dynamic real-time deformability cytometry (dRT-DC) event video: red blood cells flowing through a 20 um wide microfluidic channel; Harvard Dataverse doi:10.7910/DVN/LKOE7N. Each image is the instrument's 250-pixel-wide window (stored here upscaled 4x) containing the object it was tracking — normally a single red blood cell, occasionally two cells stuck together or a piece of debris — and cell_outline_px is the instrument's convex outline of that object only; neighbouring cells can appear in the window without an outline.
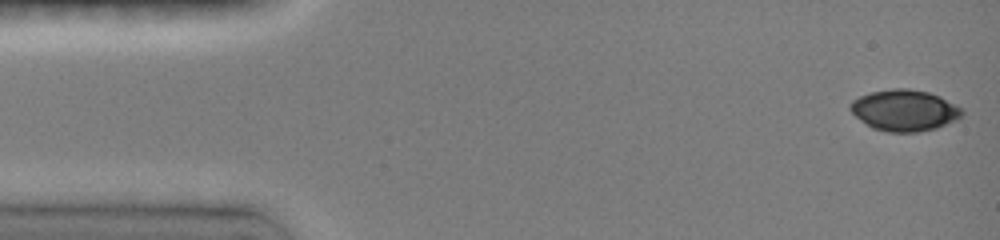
{"species": "common noctule bat (a hibernating species)", "species_latin": "Nyctalus noctula", "temperature_condition": "room temperature", "stored_images_in_passage": 7, "camera_frame_rate_fps": 3000, "um_per_image_px": 0.085, "animal": {"sex": "female", "body_mass_g": 19.0, "forearm_length_mm": 51.5}, "frame": {"image": 1, "passage_image": 1, "time_ms": 0.0, "image_size_px": [1000, 240], "cell_outline_px": [[964, 116], [956, 120], [936, 128], [916, 132], [888, 132], [872, 128], [856, 116], [848, 108], [848, 104], [852, 100], [860, 96], [872, 92], [892, 88], [908, 88], [928, 92], [940, 96], [964, 108]], "centroid_in_image_um": [76.91, 9.37], "position_along_channel_um": 8.1, "area_um2": 27.05}}
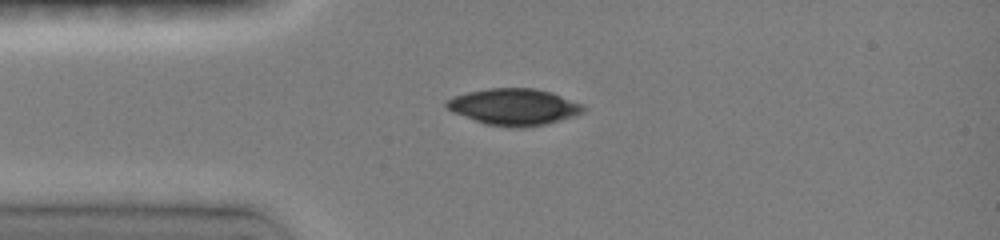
{"frame": {"image": 2, "passage_image": 6, "time_ms": 3.333, "image_size_px": [1000, 240], "cell_outline_px": [[584, 112], [548, 124], [524, 128], [512, 128], [484, 124], [452, 112], [444, 104], [452, 96], [468, 92], [488, 88], [536, 88], [552, 92], [580, 104], [584, 108]], "centroid_in_image_um": [43.65, 9.09], "position_along_channel_um": 41.3, "area_um2": 29.19}}